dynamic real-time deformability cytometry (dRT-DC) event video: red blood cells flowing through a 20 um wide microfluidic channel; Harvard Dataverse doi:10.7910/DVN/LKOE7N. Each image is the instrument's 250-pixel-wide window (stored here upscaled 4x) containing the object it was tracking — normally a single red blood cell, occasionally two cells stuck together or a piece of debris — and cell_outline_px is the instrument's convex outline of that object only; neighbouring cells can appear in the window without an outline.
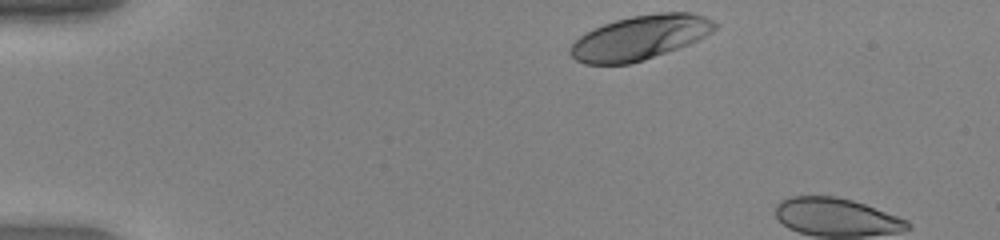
{"species": "human", "species_latin": "Homo sapiens", "temperature_condition": "warm", "stored_images_in_passage": 5, "camera_frame_rate_fps": 3000, "um_per_image_px": 0.085, "donor": {"sex": "female"}, "frame": {"image": 1, "passage_image": 1, "time_ms": 0.0, "image_size_px": [1000, 240], "cell_outline_px": [[720, 24], [712, 32], [688, 44], [644, 60], [628, 64], [584, 64], [576, 60], [568, 52], [568, 48], [580, 36], [604, 24], [616, 20], [632, 16], [660, 12], [688, 12], [704, 16]], "centroid_in_image_um": [54.4, 3.19], "position_along_channel_um": 30.6, "area_um2": 37.05}}